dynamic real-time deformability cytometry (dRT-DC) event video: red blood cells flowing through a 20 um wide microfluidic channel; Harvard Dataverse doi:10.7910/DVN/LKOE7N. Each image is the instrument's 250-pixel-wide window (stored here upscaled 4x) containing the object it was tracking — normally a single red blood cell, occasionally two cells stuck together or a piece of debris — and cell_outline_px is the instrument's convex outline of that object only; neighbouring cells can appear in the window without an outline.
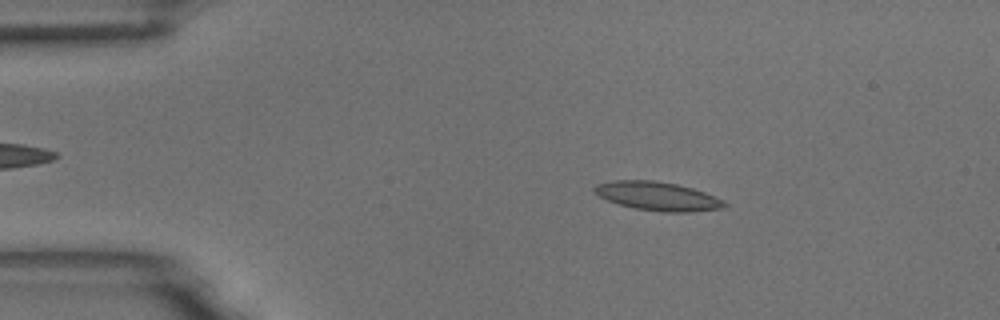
{"species": "common noctule bat (a hibernating species)", "species_latin": "Nyctalus noctula", "temperature_condition": "room temperature", "stored_images_in_passage": 4, "camera_frame_rate_fps": 3000, "um_per_image_px": 0.085, "animal": {"sex": "male", "body_mass_g": 18.8}, "frame": {"image": 1, "passage_image": 2, "time_ms": 0.333, "image_size_px": [1000, 320], "cell_outline_px": [[728, 204], [724, 208], [688, 212], [664, 212], [636, 208], [620, 204], [608, 200], [592, 192], [592, 188], [596, 184], [616, 180], [652, 180], [676, 184], [692, 188], [704, 192], [724, 200]], "centroid_in_image_um": [55.9, 16.67], "position_along_channel_um": 29.1, "area_um2": 21.62}}